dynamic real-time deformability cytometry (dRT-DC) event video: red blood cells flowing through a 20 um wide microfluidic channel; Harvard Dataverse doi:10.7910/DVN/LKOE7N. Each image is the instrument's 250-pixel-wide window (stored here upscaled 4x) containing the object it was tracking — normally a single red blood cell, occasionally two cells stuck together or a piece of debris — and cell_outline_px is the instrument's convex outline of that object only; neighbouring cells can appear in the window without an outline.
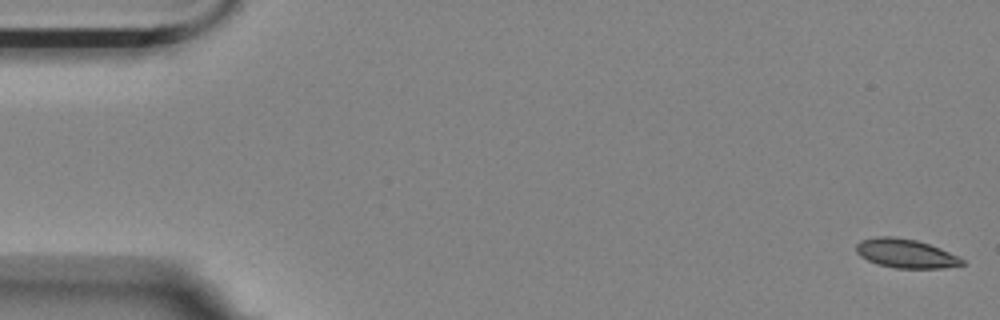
{"species": "Egyptian fruit bat (a non-hibernating species)", "species_latin": "Rousettus aegyptiacus", "temperature_condition": "room temperature", "stored_images_in_passage": 56, "camera_frame_rate_fps": 3000, "um_per_image_px": 0.085, "animal": {"sex": "female"}, "frame": {"image": 1, "passage_image": 1, "time_ms": 0.0, "image_size_px": [1000, 320], "cell_outline_px": [[964, 264], [944, 268], [896, 268], [876, 264], [860, 256], [856, 252], [856, 244], [860, 240], [876, 236], [896, 236], [916, 240], [940, 248], [960, 256], [964, 260]], "centroid_in_image_um": [76.97, 21.54], "position_along_channel_um": 8.0, "area_um2": 18.03}}
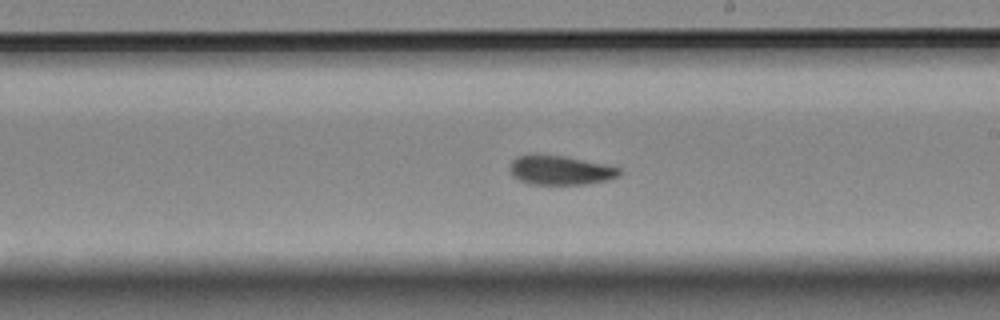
{"frame": {"image": 2, "passage_image": 32, "time_ms": 10.333, "image_size_px": [1000, 320], "cell_outline_px": [[620, 176], [588, 184], [532, 184], [520, 180], [512, 176], [512, 160], [520, 156], [560, 156], [604, 164], [620, 168]], "centroid_in_image_um": [47.67, 14.5], "position_along_channel_um": 241.3, "area_um2": 17.86}}
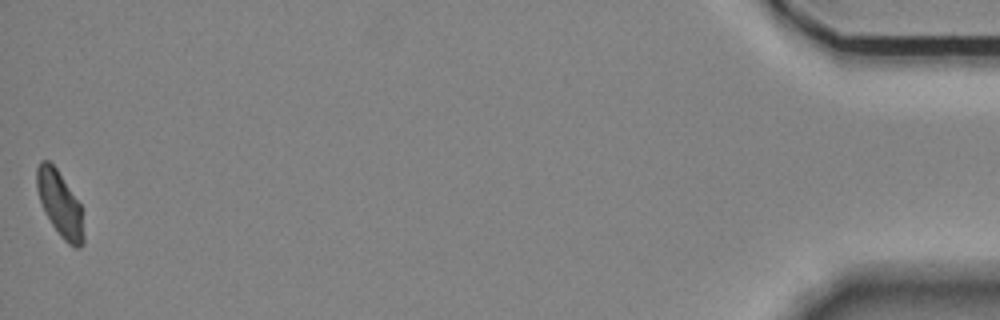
{"frame": {"image": 3, "passage_image": 56, "time_ms": 18.333, "image_size_px": [1000, 320], "cell_outline_px": [[84, 244], [80, 248], [76, 248], [68, 244], [60, 236], [44, 212], [36, 188], [36, 168], [40, 160], [48, 160], [56, 168], [80, 204], [84, 236]], "centroid_in_image_um": [5.08, 17.35], "position_along_channel_um": 430.1, "area_um2": 17.74}, "authors_computed_cell_mechanics": {"area_um2": 18.6116, "velocity_mm_per_s": 3.5494, "shape_relaxation_time_tau1_ms": 11.3567, "shape_relaxation_time_tau2_ms": 3.4132, "deformation_change_tau1": 0.2117, "deformation_change_tau2": 0.0748}}